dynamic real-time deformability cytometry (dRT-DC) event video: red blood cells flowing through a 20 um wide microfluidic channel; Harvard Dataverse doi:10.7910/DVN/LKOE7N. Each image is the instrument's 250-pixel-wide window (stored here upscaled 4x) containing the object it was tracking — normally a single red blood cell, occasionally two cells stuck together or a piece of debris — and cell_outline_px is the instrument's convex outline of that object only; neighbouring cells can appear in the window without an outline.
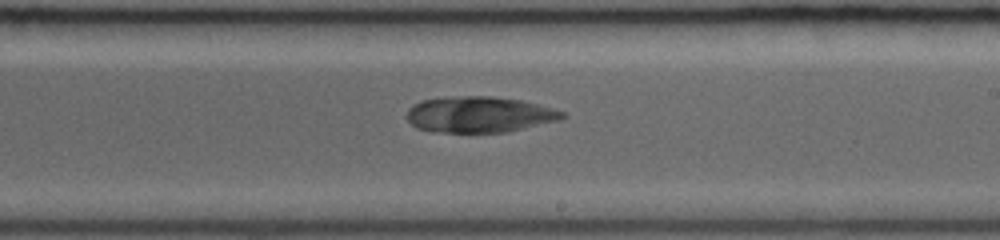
{"species": "common noctule bat (a hibernating species)", "species_latin": "Nyctalus noctula", "temperature_condition": "room temperature", "stored_images_in_passage": 25, "camera_frame_rate_fps": 3000, "um_per_image_px": 0.085, "animal": {"sex": "female", "body_mass_g": 19.0, "forearm_length_mm": 53.3}, "frame": {"image": 1, "passage_image": 12, "time_ms": 3.667, "image_size_px": [1000, 240], "cell_outline_px": [[568, 116], [560, 120], [508, 132], [432, 132], [416, 128], [408, 120], [408, 108], [420, 100], [460, 96], [488, 96], [520, 100], [552, 108], [564, 112]], "centroid_in_image_um": [40.75, 9.74], "position_along_channel_um": 248.3, "area_um2": 32.54}}
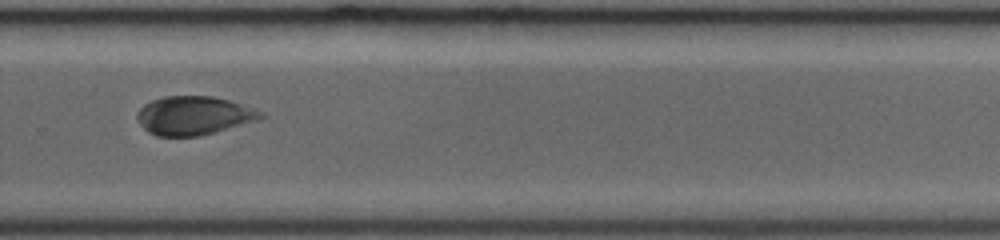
{"frame": {"image": 2, "passage_image": 16, "time_ms": 5.0, "image_size_px": [1000, 240], "cell_outline_px": [[264, 116], [260, 120], [216, 132], [200, 136], [156, 136], [148, 132], [136, 120], [136, 112], [144, 104], [152, 100], [164, 96], [212, 96], [228, 100], [264, 112]], "centroid_in_image_um": [16.46, 9.83], "position_along_channel_um": 313.3, "area_um2": 28.03}}
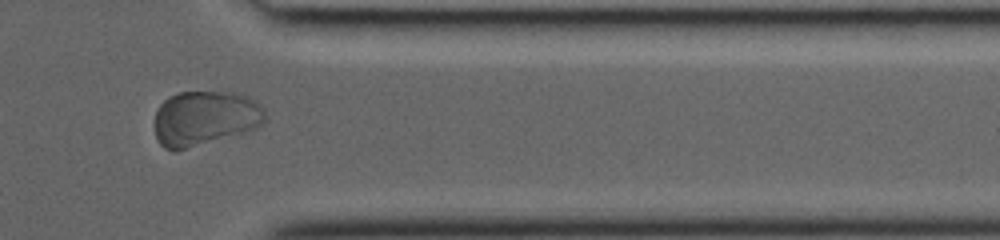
{"frame": {"image": 3, "passage_image": 21, "time_ms": 6.667, "image_size_px": [1000, 240], "cell_outline_px": [[268, 116], [256, 128], [244, 132], [176, 152], [164, 148], [156, 140], [156, 112], [160, 104], [168, 96], [176, 92], [232, 92], [248, 96], [256, 100], [264, 108]], "centroid_in_image_um": [17.42, 10.04], "position_along_channel_um": 394.0, "area_um2": 35.6}}